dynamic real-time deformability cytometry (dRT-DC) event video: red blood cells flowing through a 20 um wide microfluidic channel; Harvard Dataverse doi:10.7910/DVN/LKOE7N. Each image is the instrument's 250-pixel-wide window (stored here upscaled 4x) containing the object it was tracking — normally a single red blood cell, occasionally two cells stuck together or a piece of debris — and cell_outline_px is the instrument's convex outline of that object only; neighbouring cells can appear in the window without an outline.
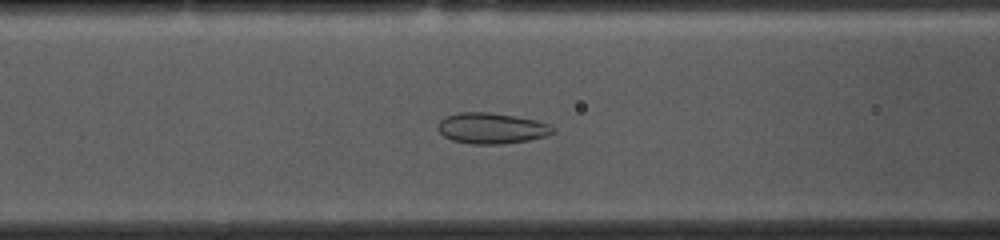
{"species": "common noctule bat (a hibernating species)", "species_latin": "Nyctalus noctula", "temperature_condition": "cold", "stored_images_in_passage": 39, "segment_of_instrument_passage": [1, 2], "camera_frame_rate_fps": 3000, "um_per_image_px": 0.085, "animal": {"sex": "female", "body_mass_g": 10.0, "forearm_length_mm": 53.1}, "frame": {"image": 1, "passage_image": 5, "time_ms": 1.333, "image_size_px": [1000, 240], "cell_outline_px": [[556, 132], [548, 136], [528, 140], [500, 144], [472, 144], [452, 140], [444, 136], [436, 128], [440, 120], [448, 116], [460, 112], [488, 112], [536, 120], [548, 124], [556, 128]], "centroid_in_image_um": [41.81, 10.91], "position_along_channel_um": 124.8, "area_um2": 20.63}}
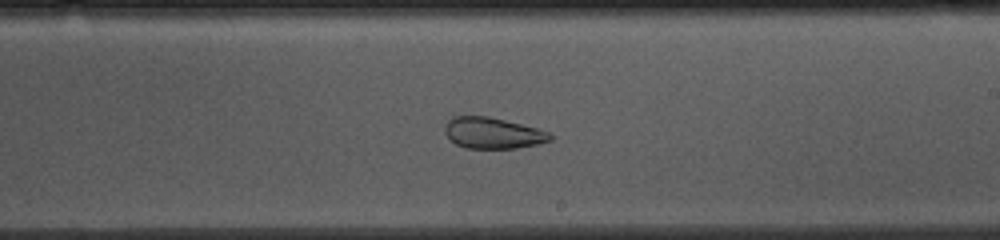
{"frame": {"image": 2, "passage_image": 15, "time_ms": 4.667, "image_size_px": [1000, 240], "cell_outline_px": [[552, 140], [536, 144], [516, 148], [468, 148], [456, 144], [444, 132], [444, 128], [448, 120], [452, 116], [488, 116], [552, 132]], "centroid_in_image_um": [41.89, 11.3], "position_along_channel_um": 247.1, "area_um2": 18.96}}
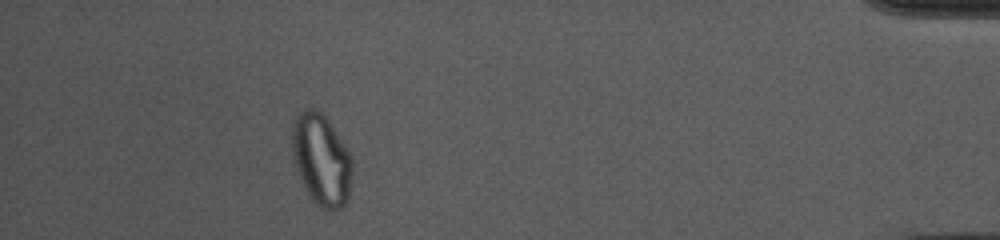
{"frame": {"image": 3, "passage_image": 33, "time_ms": 10.667, "image_size_px": [1000, 240], "cell_outline_px": [[352, 180], [348, 200], [344, 208], [324, 208], [316, 204], [312, 200], [300, 180], [292, 160], [292, 120], [304, 108], [316, 108], [328, 120], [352, 156]], "centroid_in_image_um": [27.3, 13.56], "position_along_channel_um": 407.9, "area_um2": 32.43}}